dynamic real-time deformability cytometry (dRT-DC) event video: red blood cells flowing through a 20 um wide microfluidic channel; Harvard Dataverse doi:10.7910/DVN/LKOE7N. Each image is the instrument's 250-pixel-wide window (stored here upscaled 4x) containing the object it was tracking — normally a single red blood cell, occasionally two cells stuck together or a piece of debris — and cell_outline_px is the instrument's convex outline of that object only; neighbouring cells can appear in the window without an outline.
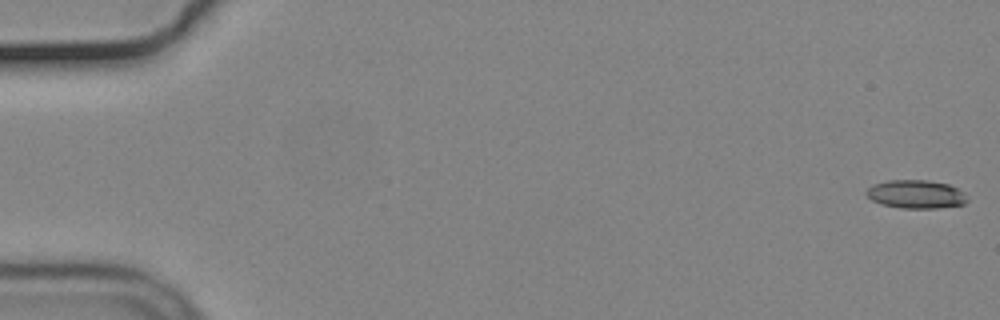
{"species": "common noctule bat (a hibernating species)", "species_latin": "Nyctalus noctula", "temperature_condition": "cold", "stored_images_in_passage": 9, "camera_frame_rate_fps": 3000, "um_per_image_px": 0.085, "animal": {"sex": "male", "body_mass_g": 19.2, "forearm_length_mm": 51.8}, "frame": {"image": 1, "passage_image": 1, "time_ms": 0.0, "image_size_px": [1000, 320], "cell_outline_px": [[968, 200], [964, 204], [940, 208], [900, 208], [880, 204], [872, 200], [864, 192], [872, 184], [888, 180], [928, 180], [948, 184], [964, 192]], "centroid_in_image_um": [77.84, 16.51], "position_along_channel_um": 7.2, "area_um2": 16.82}}